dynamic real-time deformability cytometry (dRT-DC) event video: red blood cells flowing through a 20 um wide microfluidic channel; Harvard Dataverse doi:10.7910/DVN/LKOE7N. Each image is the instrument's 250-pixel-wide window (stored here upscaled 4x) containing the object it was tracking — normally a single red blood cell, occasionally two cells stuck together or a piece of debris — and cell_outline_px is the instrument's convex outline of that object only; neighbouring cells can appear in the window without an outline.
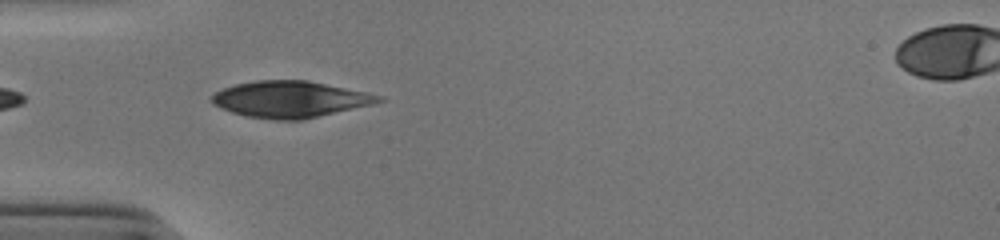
{"species": "human", "species_latin": "Homo sapiens", "temperature_condition": "cold", "stored_images_in_passage": 17, "camera_frame_rate_fps": 3000, "um_per_image_px": 0.085, "donor": {"sex": "male"}, "frame": {"image": 1, "passage_image": 1, "time_ms": 0.0, "image_size_px": [1000, 240], "cell_outline_px": [[384, 100], [372, 104], [304, 120], [276, 120], [244, 116], [220, 108], [212, 104], [212, 96], [216, 92], [224, 88], [236, 84], [256, 80], [308, 80], [384, 96]], "centroid_in_image_um": [24.65, 8.44], "position_along_channel_um": 60.3, "area_um2": 35.37}}
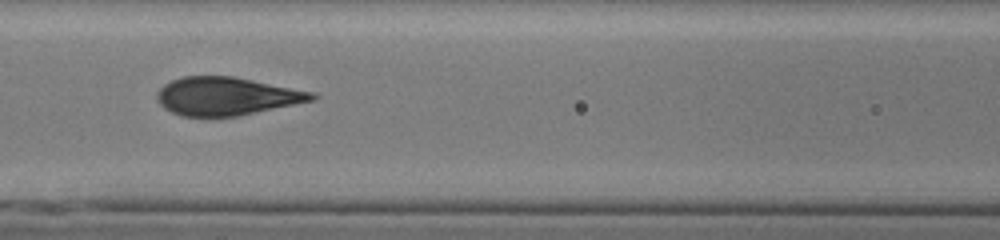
{"frame": {"image": 2, "passage_image": 8, "time_ms": 2.333, "image_size_px": [1000, 240], "cell_outline_px": [[320, 96], [316, 100], [236, 116], [180, 116], [164, 108], [156, 100], [156, 92], [164, 84], [172, 80], [184, 76], [232, 76], [316, 92]], "centroid_in_image_um": [19.28, 8.17], "position_along_channel_um": 147.3, "area_um2": 34.51}}